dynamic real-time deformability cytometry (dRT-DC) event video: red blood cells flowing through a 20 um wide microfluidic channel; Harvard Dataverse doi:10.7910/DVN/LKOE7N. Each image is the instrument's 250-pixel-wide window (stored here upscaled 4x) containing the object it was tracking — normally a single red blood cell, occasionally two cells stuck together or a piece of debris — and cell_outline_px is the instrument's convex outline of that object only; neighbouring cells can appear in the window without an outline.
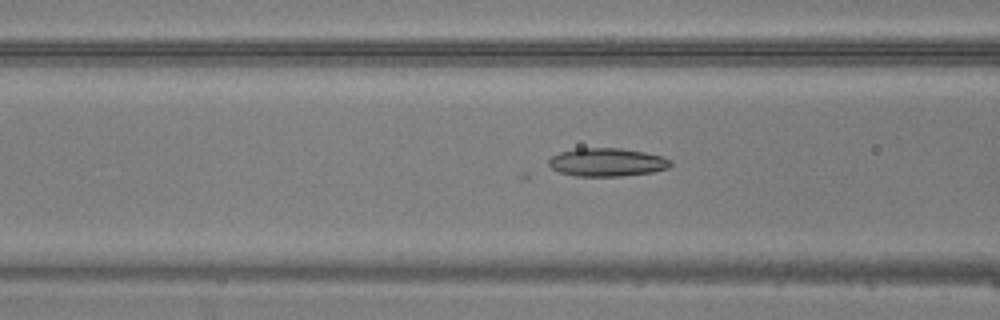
{"species": "common noctule bat (a hibernating species)", "species_latin": "Nyctalus noctula", "temperature_condition": "warm", "stored_images_in_passage": 36, "camera_frame_rate_fps": 3000, "um_per_image_px": 0.085, "animal": {"sex": "male", "body_mass_g": 20.5, "forearm_length_mm": 52.5}, "frame": {"image": 1, "passage_image": 13, "time_ms": 4.0, "image_size_px": [1000, 320], "cell_outline_px": [[672, 164], [668, 168], [652, 172], [620, 176], [576, 176], [560, 172], [552, 168], [548, 164], [548, 160], [552, 156], [560, 152], [576, 148], [620, 148], [644, 152], [660, 156], [672, 160]], "centroid_in_image_um": [51.59, 13.79], "position_along_channel_um": 115.0, "area_um2": 20.0}}
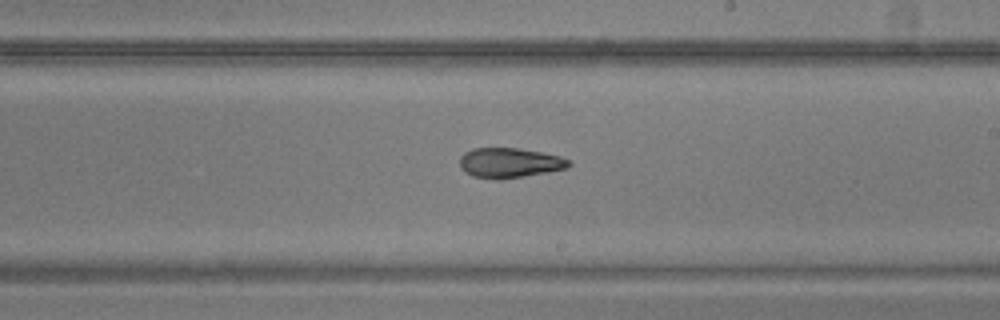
{"frame": {"image": 2, "passage_image": 22, "time_ms": 7.0, "image_size_px": [1000, 320], "cell_outline_px": [[572, 164], [568, 168], [548, 172], [500, 180], [496, 180], [472, 176], [464, 172], [460, 168], [460, 156], [464, 152], [472, 148], [516, 148], [540, 152], [560, 156], [568, 160]], "centroid_in_image_um": [43.28, 13.85], "position_along_channel_um": 245.7, "area_um2": 19.19}}
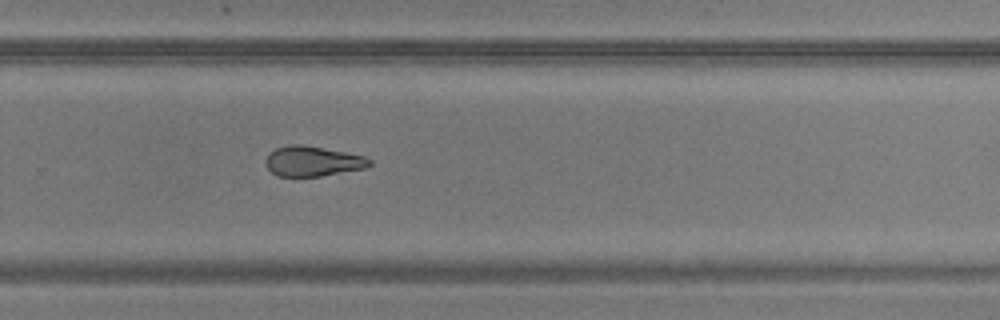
{"frame": {"image": 3, "passage_image": 26, "time_ms": 8.333, "image_size_px": [1000, 320], "cell_outline_px": [[372, 164], [364, 168], [320, 176], [276, 176], [264, 164], [264, 160], [268, 152], [276, 148], [288, 144], [304, 144], [364, 156], [372, 160]], "centroid_in_image_um": [26.52, 13.69], "position_along_channel_um": 303.3, "area_um2": 18.32}}